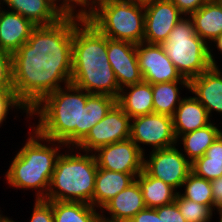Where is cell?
<instances>
[{
	"instance_id": "obj_43",
	"label": "cell",
	"mask_w": 222,
	"mask_h": 222,
	"mask_svg": "<svg viewBox=\"0 0 222 222\" xmlns=\"http://www.w3.org/2000/svg\"><path fill=\"white\" fill-rule=\"evenodd\" d=\"M97 222H112V221H108V220H105V219L100 217Z\"/></svg>"
},
{
	"instance_id": "obj_27",
	"label": "cell",
	"mask_w": 222,
	"mask_h": 222,
	"mask_svg": "<svg viewBox=\"0 0 222 222\" xmlns=\"http://www.w3.org/2000/svg\"><path fill=\"white\" fill-rule=\"evenodd\" d=\"M178 193L186 199L193 200L194 202L202 205H209L213 209L210 181L197 176L192 171L188 174L187 179L182 183L181 189Z\"/></svg>"
},
{
	"instance_id": "obj_35",
	"label": "cell",
	"mask_w": 222,
	"mask_h": 222,
	"mask_svg": "<svg viewBox=\"0 0 222 222\" xmlns=\"http://www.w3.org/2000/svg\"><path fill=\"white\" fill-rule=\"evenodd\" d=\"M184 16H190L210 0H171Z\"/></svg>"
},
{
	"instance_id": "obj_5",
	"label": "cell",
	"mask_w": 222,
	"mask_h": 222,
	"mask_svg": "<svg viewBox=\"0 0 222 222\" xmlns=\"http://www.w3.org/2000/svg\"><path fill=\"white\" fill-rule=\"evenodd\" d=\"M97 170L93 153L67 147L57 159L44 200L84 202L93 206Z\"/></svg>"
},
{
	"instance_id": "obj_41",
	"label": "cell",
	"mask_w": 222,
	"mask_h": 222,
	"mask_svg": "<svg viewBox=\"0 0 222 222\" xmlns=\"http://www.w3.org/2000/svg\"><path fill=\"white\" fill-rule=\"evenodd\" d=\"M2 222H18V221H14L13 218H10V216L8 215H4L2 214Z\"/></svg>"
},
{
	"instance_id": "obj_7",
	"label": "cell",
	"mask_w": 222,
	"mask_h": 222,
	"mask_svg": "<svg viewBox=\"0 0 222 222\" xmlns=\"http://www.w3.org/2000/svg\"><path fill=\"white\" fill-rule=\"evenodd\" d=\"M161 46L181 76L188 81L211 67L209 45L195 33L189 16L181 18Z\"/></svg>"
},
{
	"instance_id": "obj_18",
	"label": "cell",
	"mask_w": 222,
	"mask_h": 222,
	"mask_svg": "<svg viewBox=\"0 0 222 222\" xmlns=\"http://www.w3.org/2000/svg\"><path fill=\"white\" fill-rule=\"evenodd\" d=\"M187 96L182 99L172 116L176 139L185 133L201 129L213 121L206 108L194 96Z\"/></svg>"
},
{
	"instance_id": "obj_40",
	"label": "cell",
	"mask_w": 222,
	"mask_h": 222,
	"mask_svg": "<svg viewBox=\"0 0 222 222\" xmlns=\"http://www.w3.org/2000/svg\"><path fill=\"white\" fill-rule=\"evenodd\" d=\"M117 0H86V19L89 18L91 13L96 10L100 5Z\"/></svg>"
},
{
	"instance_id": "obj_13",
	"label": "cell",
	"mask_w": 222,
	"mask_h": 222,
	"mask_svg": "<svg viewBox=\"0 0 222 222\" xmlns=\"http://www.w3.org/2000/svg\"><path fill=\"white\" fill-rule=\"evenodd\" d=\"M93 154L99 168L129 174L143 171L144 154L130 138L100 147Z\"/></svg>"
},
{
	"instance_id": "obj_39",
	"label": "cell",
	"mask_w": 222,
	"mask_h": 222,
	"mask_svg": "<svg viewBox=\"0 0 222 222\" xmlns=\"http://www.w3.org/2000/svg\"><path fill=\"white\" fill-rule=\"evenodd\" d=\"M216 48L218 50L217 51L218 54L222 56V33L214 41H212L211 44H209V59H210L211 66H219L220 67L217 60L215 59V58H217L215 56H218L215 54V51H214V49H216Z\"/></svg>"
},
{
	"instance_id": "obj_15",
	"label": "cell",
	"mask_w": 222,
	"mask_h": 222,
	"mask_svg": "<svg viewBox=\"0 0 222 222\" xmlns=\"http://www.w3.org/2000/svg\"><path fill=\"white\" fill-rule=\"evenodd\" d=\"M206 108L209 117L222 115V70L211 66L189 81V92ZM213 113V114H212Z\"/></svg>"
},
{
	"instance_id": "obj_12",
	"label": "cell",
	"mask_w": 222,
	"mask_h": 222,
	"mask_svg": "<svg viewBox=\"0 0 222 222\" xmlns=\"http://www.w3.org/2000/svg\"><path fill=\"white\" fill-rule=\"evenodd\" d=\"M143 41L162 44L184 15L171 0H145Z\"/></svg>"
},
{
	"instance_id": "obj_19",
	"label": "cell",
	"mask_w": 222,
	"mask_h": 222,
	"mask_svg": "<svg viewBox=\"0 0 222 222\" xmlns=\"http://www.w3.org/2000/svg\"><path fill=\"white\" fill-rule=\"evenodd\" d=\"M0 6H7L4 9L20 14L36 26L53 25L63 18L49 0H0Z\"/></svg>"
},
{
	"instance_id": "obj_21",
	"label": "cell",
	"mask_w": 222,
	"mask_h": 222,
	"mask_svg": "<svg viewBox=\"0 0 222 222\" xmlns=\"http://www.w3.org/2000/svg\"><path fill=\"white\" fill-rule=\"evenodd\" d=\"M117 104L132 119L154 112L152 84L142 81L120 89Z\"/></svg>"
},
{
	"instance_id": "obj_31",
	"label": "cell",
	"mask_w": 222,
	"mask_h": 222,
	"mask_svg": "<svg viewBox=\"0 0 222 222\" xmlns=\"http://www.w3.org/2000/svg\"><path fill=\"white\" fill-rule=\"evenodd\" d=\"M63 17L86 19V0H49Z\"/></svg>"
},
{
	"instance_id": "obj_11",
	"label": "cell",
	"mask_w": 222,
	"mask_h": 222,
	"mask_svg": "<svg viewBox=\"0 0 222 222\" xmlns=\"http://www.w3.org/2000/svg\"><path fill=\"white\" fill-rule=\"evenodd\" d=\"M136 53L144 82L157 84L188 81L178 72L161 44H150L143 41L136 44Z\"/></svg>"
},
{
	"instance_id": "obj_28",
	"label": "cell",
	"mask_w": 222,
	"mask_h": 222,
	"mask_svg": "<svg viewBox=\"0 0 222 222\" xmlns=\"http://www.w3.org/2000/svg\"><path fill=\"white\" fill-rule=\"evenodd\" d=\"M174 202L187 222H212L211 220L214 218V210L209 205H202L186 199L179 193H177Z\"/></svg>"
},
{
	"instance_id": "obj_30",
	"label": "cell",
	"mask_w": 222,
	"mask_h": 222,
	"mask_svg": "<svg viewBox=\"0 0 222 222\" xmlns=\"http://www.w3.org/2000/svg\"><path fill=\"white\" fill-rule=\"evenodd\" d=\"M191 171L199 177L212 181L222 176V160L203 155L191 163Z\"/></svg>"
},
{
	"instance_id": "obj_25",
	"label": "cell",
	"mask_w": 222,
	"mask_h": 222,
	"mask_svg": "<svg viewBox=\"0 0 222 222\" xmlns=\"http://www.w3.org/2000/svg\"><path fill=\"white\" fill-rule=\"evenodd\" d=\"M179 85V86H178ZM186 88V89H184ZM189 92V81H173L152 84L154 113L173 116L184 98L180 92Z\"/></svg>"
},
{
	"instance_id": "obj_37",
	"label": "cell",
	"mask_w": 222,
	"mask_h": 222,
	"mask_svg": "<svg viewBox=\"0 0 222 222\" xmlns=\"http://www.w3.org/2000/svg\"><path fill=\"white\" fill-rule=\"evenodd\" d=\"M212 189L213 210H222V176L210 181Z\"/></svg>"
},
{
	"instance_id": "obj_44",
	"label": "cell",
	"mask_w": 222,
	"mask_h": 222,
	"mask_svg": "<svg viewBox=\"0 0 222 222\" xmlns=\"http://www.w3.org/2000/svg\"><path fill=\"white\" fill-rule=\"evenodd\" d=\"M3 214V211L1 210V208H0V216Z\"/></svg>"
},
{
	"instance_id": "obj_33",
	"label": "cell",
	"mask_w": 222,
	"mask_h": 222,
	"mask_svg": "<svg viewBox=\"0 0 222 222\" xmlns=\"http://www.w3.org/2000/svg\"><path fill=\"white\" fill-rule=\"evenodd\" d=\"M13 89L12 56L0 49V90Z\"/></svg>"
},
{
	"instance_id": "obj_38",
	"label": "cell",
	"mask_w": 222,
	"mask_h": 222,
	"mask_svg": "<svg viewBox=\"0 0 222 222\" xmlns=\"http://www.w3.org/2000/svg\"><path fill=\"white\" fill-rule=\"evenodd\" d=\"M207 157L222 160V133L216 138L213 144L207 149Z\"/></svg>"
},
{
	"instance_id": "obj_42",
	"label": "cell",
	"mask_w": 222,
	"mask_h": 222,
	"mask_svg": "<svg viewBox=\"0 0 222 222\" xmlns=\"http://www.w3.org/2000/svg\"><path fill=\"white\" fill-rule=\"evenodd\" d=\"M216 212H214V215H216V214L219 215L218 222H222V210H217Z\"/></svg>"
},
{
	"instance_id": "obj_1",
	"label": "cell",
	"mask_w": 222,
	"mask_h": 222,
	"mask_svg": "<svg viewBox=\"0 0 222 222\" xmlns=\"http://www.w3.org/2000/svg\"><path fill=\"white\" fill-rule=\"evenodd\" d=\"M81 20L63 17L53 25L36 26L11 55L13 89L28 111L71 83L73 30Z\"/></svg>"
},
{
	"instance_id": "obj_10",
	"label": "cell",
	"mask_w": 222,
	"mask_h": 222,
	"mask_svg": "<svg viewBox=\"0 0 222 222\" xmlns=\"http://www.w3.org/2000/svg\"><path fill=\"white\" fill-rule=\"evenodd\" d=\"M131 118L116 103L105 117L91 128L77 149L93 153L100 147L130 138Z\"/></svg>"
},
{
	"instance_id": "obj_4",
	"label": "cell",
	"mask_w": 222,
	"mask_h": 222,
	"mask_svg": "<svg viewBox=\"0 0 222 222\" xmlns=\"http://www.w3.org/2000/svg\"><path fill=\"white\" fill-rule=\"evenodd\" d=\"M28 128V137L16 150L4 179L13 190L31 189L35 199H45L57 159L67 147L62 142L42 137L31 126Z\"/></svg>"
},
{
	"instance_id": "obj_8",
	"label": "cell",
	"mask_w": 222,
	"mask_h": 222,
	"mask_svg": "<svg viewBox=\"0 0 222 222\" xmlns=\"http://www.w3.org/2000/svg\"><path fill=\"white\" fill-rule=\"evenodd\" d=\"M130 139L144 155L147 146L151 151L175 146L177 139L173 129V119L169 115L154 112L134 117L131 119Z\"/></svg>"
},
{
	"instance_id": "obj_17",
	"label": "cell",
	"mask_w": 222,
	"mask_h": 222,
	"mask_svg": "<svg viewBox=\"0 0 222 222\" xmlns=\"http://www.w3.org/2000/svg\"><path fill=\"white\" fill-rule=\"evenodd\" d=\"M35 27L30 20L0 6V49L12 55L27 42Z\"/></svg>"
},
{
	"instance_id": "obj_24",
	"label": "cell",
	"mask_w": 222,
	"mask_h": 222,
	"mask_svg": "<svg viewBox=\"0 0 222 222\" xmlns=\"http://www.w3.org/2000/svg\"><path fill=\"white\" fill-rule=\"evenodd\" d=\"M143 201L148 208H157L175 201L178 191L162 180L150 176L144 169L136 177Z\"/></svg>"
},
{
	"instance_id": "obj_16",
	"label": "cell",
	"mask_w": 222,
	"mask_h": 222,
	"mask_svg": "<svg viewBox=\"0 0 222 222\" xmlns=\"http://www.w3.org/2000/svg\"><path fill=\"white\" fill-rule=\"evenodd\" d=\"M145 207L140 185L135 180L107 202L100 209V215L101 218L112 222H129Z\"/></svg>"
},
{
	"instance_id": "obj_9",
	"label": "cell",
	"mask_w": 222,
	"mask_h": 222,
	"mask_svg": "<svg viewBox=\"0 0 222 222\" xmlns=\"http://www.w3.org/2000/svg\"><path fill=\"white\" fill-rule=\"evenodd\" d=\"M147 152L144 155L143 169L150 176L180 191L182 183L191 172V162L181 152V148L175 145Z\"/></svg>"
},
{
	"instance_id": "obj_36",
	"label": "cell",
	"mask_w": 222,
	"mask_h": 222,
	"mask_svg": "<svg viewBox=\"0 0 222 222\" xmlns=\"http://www.w3.org/2000/svg\"><path fill=\"white\" fill-rule=\"evenodd\" d=\"M129 222H163V219L162 214H158L156 209L145 207Z\"/></svg>"
},
{
	"instance_id": "obj_20",
	"label": "cell",
	"mask_w": 222,
	"mask_h": 222,
	"mask_svg": "<svg viewBox=\"0 0 222 222\" xmlns=\"http://www.w3.org/2000/svg\"><path fill=\"white\" fill-rule=\"evenodd\" d=\"M138 175L109 171L98 167L94 186L93 207L100 210L107 202L133 183Z\"/></svg>"
},
{
	"instance_id": "obj_23",
	"label": "cell",
	"mask_w": 222,
	"mask_h": 222,
	"mask_svg": "<svg viewBox=\"0 0 222 222\" xmlns=\"http://www.w3.org/2000/svg\"><path fill=\"white\" fill-rule=\"evenodd\" d=\"M216 124L215 120H213L209 125L185 133L177 139L178 147H182L181 152L191 163L205 155L207 149L222 133V129L219 128L221 126H218L220 123Z\"/></svg>"
},
{
	"instance_id": "obj_3",
	"label": "cell",
	"mask_w": 222,
	"mask_h": 222,
	"mask_svg": "<svg viewBox=\"0 0 222 222\" xmlns=\"http://www.w3.org/2000/svg\"><path fill=\"white\" fill-rule=\"evenodd\" d=\"M71 84L89 94L118 98L120 88L107 57V37L87 19L73 30Z\"/></svg>"
},
{
	"instance_id": "obj_26",
	"label": "cell",
	"mask_w": 222,
	"mask_h": 222,
	"mask_svg": "<svg viewBox=\"0 0 222 222\" xmlns=\"http://www.w3.org/2000/svg\"><path fill=\"white\" fill-rule=\"evenodd\" d=\"M99 209L91 204L72 201H52L54 222H97Z\"/></svg>"
},
{
	"instance_id": "obj_22",
	"label": "cell",
	"mask_w": 222,
	"mask_h": 222,
	"mask_svg": "<svg viewBox=\"0 0 222 222\" xmlns=\"http://www.w3.org/2000/svg\"><path fill=\"white\" fill-rule=\"evenodd\" d=\"M195 33L208 45L222 33V1L210 0L189 16Z\"/></svg>"
},
{
	"instance_id": "obj_2",
	"label": "cell",
	"mask_w": 222,
	"mask_h": 222,
	"mask_svg": "<svg viewBox=\"0 0 222 222\" xmlns=\"http://www.w3.org/2000/svg\"><path fill=\"white\" fill-rule=\"evenodd\" d=\"M117 99L105 94H89L73 84L44 97L29 111L31 126L42 137L76 147L110 109Z\"/></svg>"
},
{
	"instance_id": "obj_34",
	"label": "cell",
	"mask_w": 222,
	"mask_h": 222,
	"mask_svg": "<svg viewBox=\"0 0 222 222\" xmlns=\"http://www.w3.org/2000/svg\"><path fill=\"white\" fill-rule=\"evenodd\" d=\"M155 209L158 214H162L163 222H187L175 202Z\"/></svg>"
},
{
	"instance_id": "obj_32",
	"label": "cell",
	"mask_w": 222,
	"mask_h": 222,
	"mask_svg": "<svg viewBox=\"0 0 222 222\" xmlns=\"http://www.w3.org/2000/svg\"><path fill=\"white\" fill-rule=\"evenodd\" d=\"M31 218L28 222H54V214L52 211V201L44 199H35L32 207Z\"/></svg>"
},
{
	"instance_id": "obj_14",
	"label": "cell",
	"mask_w": 222,
	"mask_h": 222,
	"mask_svg": "<svg viewBox=\"0 0 222 222\" xmlns=\"http://www.w3.org/2000/svg\"><path fill=\"white\" fill-rule=\"evenodd\" d=\"M107 57L120 89L143 81L135 43L107 38Z\"/></svg>"
},
{
	"instance_id": "obj_6",
	"label": "cell",
	"mask_w": 222,
	"mask_h": 222,
	"mask_svg": "<svg viewBox=\"0 0 222 222\" xmlns=\"http://www.w3.org/2000/svg\"><path fill=\"white\" fill-rule=\"evenodd\" d=\"M112 40L143 42L145 8L142 0H117L104 3L87 19Z\"/></svg>"
},
{
	"instance_id": "obj_29",
	"label": "cell",
	"mask_w": 222,
	"mask_h": 222,
	"mask_svg": "<svg viewBox=\"0 0 222 222\" xmlns=\"http://www.w3.org/2000/svg\"><path fill=\"white\" fill-rule=\"evenodd\" d=\"M14 113L17 111H19V113H21V115H23L27 120L26 123H28L29 120V111L28 109L19 101V99L16 97V94L14 92V89H4V90H0V121L4 124V122L6 123V120H8L9 117H7L9 115V112ZM17 110V111H15Z\"/></svg>"
}]
</instances>
